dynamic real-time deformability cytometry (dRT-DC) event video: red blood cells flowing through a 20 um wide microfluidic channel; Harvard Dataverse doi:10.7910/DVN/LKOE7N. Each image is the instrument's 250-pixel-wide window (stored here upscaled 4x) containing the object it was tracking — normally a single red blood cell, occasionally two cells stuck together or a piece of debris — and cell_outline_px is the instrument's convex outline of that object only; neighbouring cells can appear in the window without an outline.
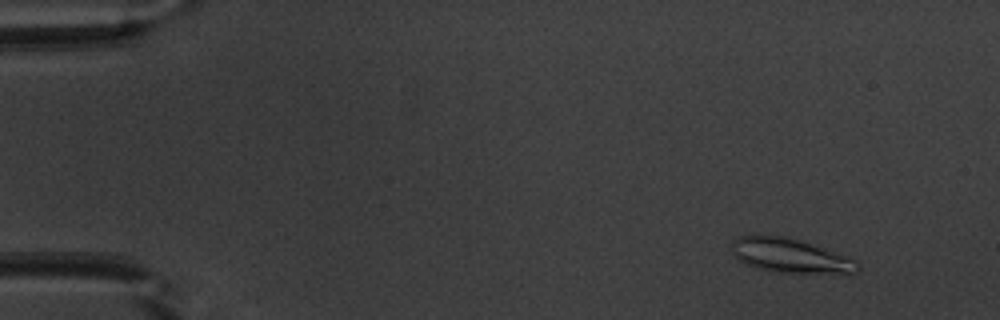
{"species": "common noctule bat (a hibernating species)", "species_latin": "Nyctalus noctula", "temperature_condition": "warm", "stored_images_in_passage": 53, "camera_frame_rate_fps": 3000, "um_per_image_px": 0.085, "animal": {"sex": "male", "body_mass_g": 20.1, "forearm_length_mm": 53.5}, "frame": {"image": 1, "passage_image": 6, "time_ms": 1.667, "image_size_px": [1000, 320], "cell_outline_px": [[860, 268], [856, 272], [776, 272], [756, 268], [744, 264], [732, 256], [732, 240], [736, 236], [788, 236], [800, 240], [856, 260], [860, 264]], "centroid_in_image_um": [67.07, 21.72], "position_along_channel_um": 17.9, "area_um2": 24.74}}
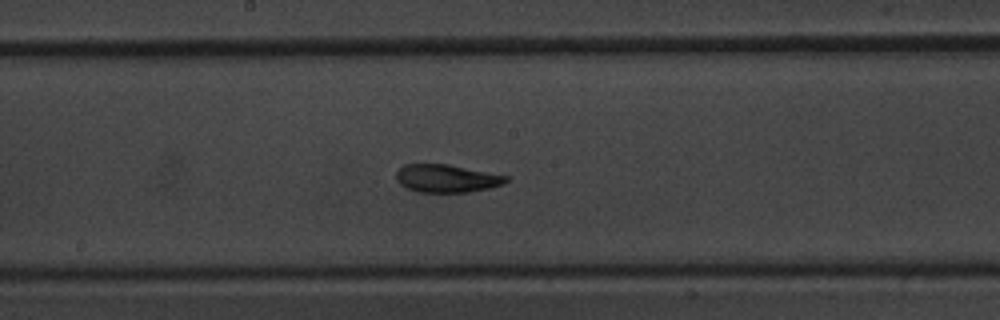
{"frame": {"image": 2, "passage_image": 29, "time_ms": 9.333, "image_size_px": [1000, 320], "cell_outline_px": [[508, 180], [504, 184], [488, 188], [468, 192], [416, 192], [400, 184], [396, 180], [396, 172], [404, 164], [448, 164], [508, 176]], "centroid_in_image_um": [37.95, 15.16], "position_along_channel_um": 210.3, "area_um2": 17.8}}
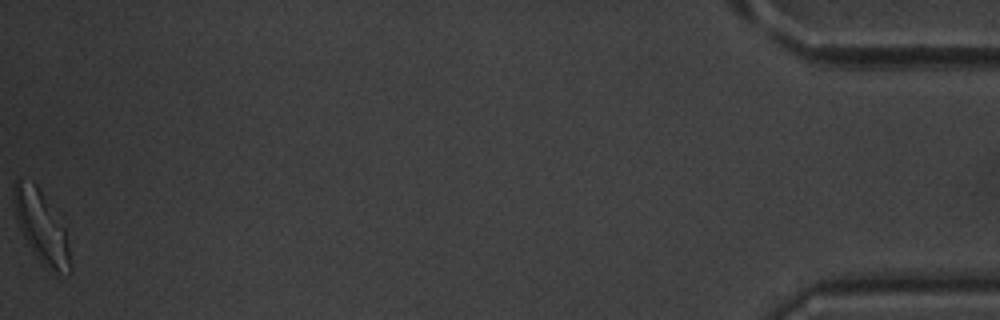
{"frame": {"image": 3, "passage_image": 53, "time_ms": 17.333, "image_size_px": [1000, 320], "cell_outline_px": [[72, 272], [52, 272], [36, 256], [28, 244], [16, 220], [12, 200], [12, 188], [16, 180], [20, 180], [36, 184], [64, 228], [68, 244], [72, 264]], "centroid_in_image_um": [3.49, 19.3], "position_along_channel_um": 431.7, "area_um2": 23.06}, "authors_computed_cell_mechanics": {"area_um2": 18.8428, "velocity_mm_per_s": 3.9309, "shape_relaxation_time_tau1_ms": 3.501, "shape_relaxation_time_tau2_ms": 2.6449, "deformation_change_tau1": 0.1323, "deformation_change_tau2": 0.0893}}